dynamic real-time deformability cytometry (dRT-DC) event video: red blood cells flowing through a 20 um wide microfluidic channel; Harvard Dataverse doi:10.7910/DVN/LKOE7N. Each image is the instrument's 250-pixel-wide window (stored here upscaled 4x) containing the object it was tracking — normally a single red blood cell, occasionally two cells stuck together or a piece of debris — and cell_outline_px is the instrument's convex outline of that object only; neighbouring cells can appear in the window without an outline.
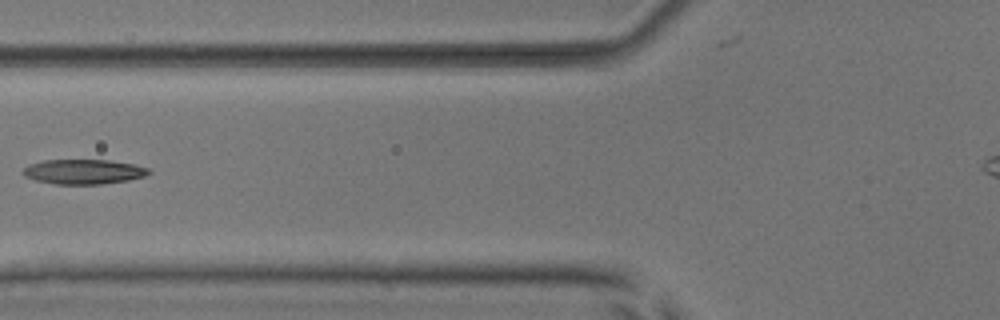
{"species": "common noctule bat (a hibernating species)", "species_latin": "Nyctalus noctula", "temperature_condition": "room temperature", "stored_images_in_passage": 8, "camera_frame_rate_fps": 3000, "um_per_image_px": 0.085, "animal": {"sex": "male", "body_mass_g": 17.9, "forearm_length_mm": 54.2}, "frame": {"image": 1, "passage_image": 7, "time_ms": 7.0, "image_size_px": [1000, 320], "cell_outline_px": [[152, 172], [144, 176], [128, 180], [100, 184], [56, 184], [36, 180], [24, 176], [20, 172], [28, 164], [44, 160], [108, 160], [132, 164], [148, 168]], "centroid_in_image_um": [7.06, 14.59], "position_along_channel_um": 118.7, "area_um2": 18.09}}
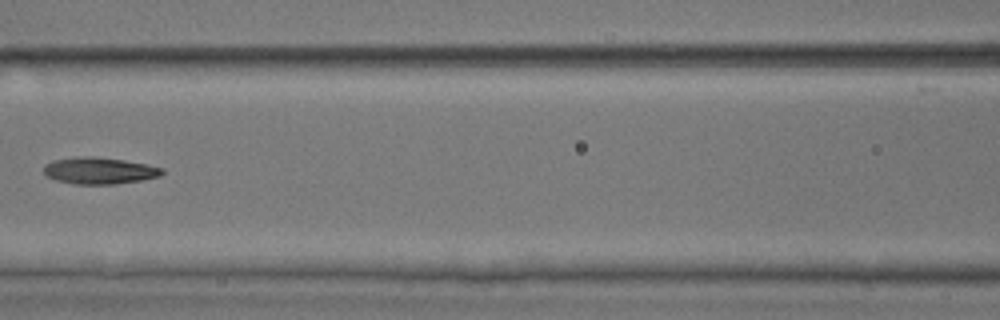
{"frame": {"image": 2, "passage_image": 8, "time_ms": 8.0, "image_size_px": [1000, 320], "cell_outline_px": [[164, 172], [160, 176], [140, 180], [116, 184], [76, 184], [56, 180], [44, 176], [44, 164], [56, 160], [76, 156], [92, 156], [124, 160], [148, 164], [164, 168]], "centroid_in_image_um": [8.44, 14.5], "position_along_channel_um": 158.2, "area_um2": 18.5}}